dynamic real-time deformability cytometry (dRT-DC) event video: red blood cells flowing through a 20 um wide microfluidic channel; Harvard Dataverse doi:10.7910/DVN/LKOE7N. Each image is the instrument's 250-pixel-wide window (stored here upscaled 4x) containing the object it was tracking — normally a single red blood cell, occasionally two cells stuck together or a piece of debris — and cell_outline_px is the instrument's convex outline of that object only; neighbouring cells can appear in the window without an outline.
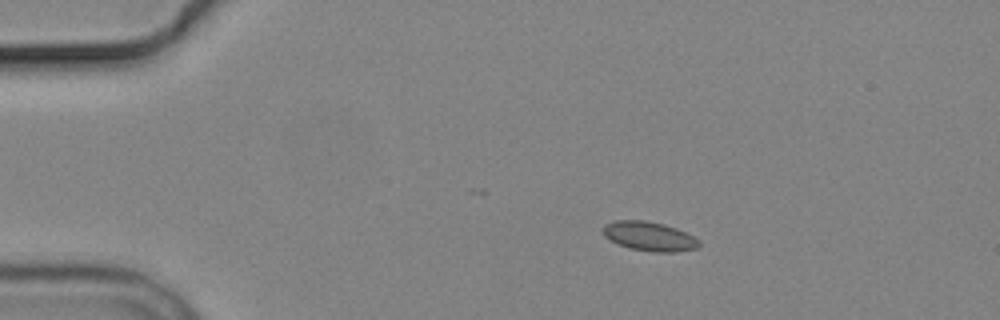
{"species": "common noctule bat (a hibernating species)", "species_latin": "Nyctalus noctula", "temperature_condition": "cold", "stored_images_in_passage": 4, "camera_frame_rate_fps": 3000, "um_per_image_px": 0.085, "animal": {"sex": "male", "body_mass_g": 19.2, "forearm_length_mm": 51.8}, "frame": {"image": 1, "passage_image": 3, "time_ms": 2.333, "image_size_px": [1000, 320], "cell_outline_px": [[700, 244], [696, 248], [676, 252], [652, 252], [628, 248], [616, 244], [604, 236], [604, 224], [616, 220], [644, 220], [664, 224], [676, 228], [700, 240]], "centroid_in_image_um": [55.17, 20.09], "position_along_channel_um": 29.8, "area_um2": 16.42}}